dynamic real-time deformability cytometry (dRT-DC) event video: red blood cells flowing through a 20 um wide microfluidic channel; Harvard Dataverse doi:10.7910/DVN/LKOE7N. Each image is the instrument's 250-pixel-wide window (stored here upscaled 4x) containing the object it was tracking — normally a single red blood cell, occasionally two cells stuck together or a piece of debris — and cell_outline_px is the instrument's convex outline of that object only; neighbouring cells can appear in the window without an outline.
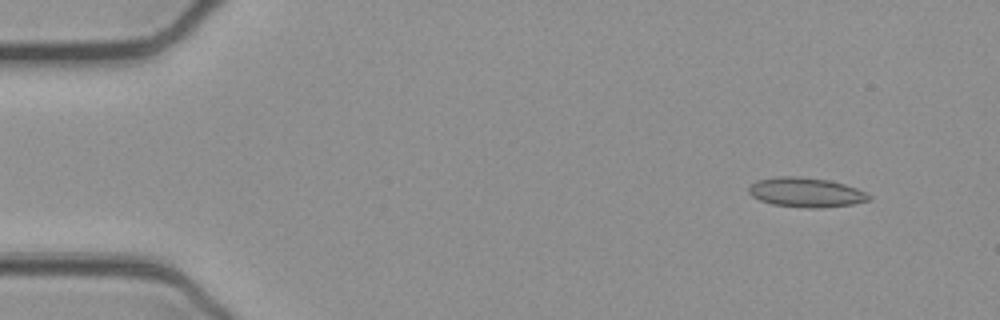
{"species": "common noctule bat (a hibernating species)", "species_latin": "Nyctalus noctula", "temperature_condition": "cold", "stored_images_in_passage": 48, "camera_frame_rate_fps": 3000, "um_per_image_px": 0.085, "animal": {"sex": "female", "body_mass_g": 21.9}, "frame": {"image": 1, "passage_image": 1, "time_ms": 0.0, "image_size_px": [1000, 320], "cell_outline_px": [[872, 196], [868, 200], [852, 204], [824, 208], [804, 208], [772, 204], [760, 200], [752, 196], [748, 192], [748, 188], [756, 180], [776, 176], [796, 176], [828, 180], [844, 184], [868, 192]], "centroid_in_image_um": [68.5, 16.35], "position_along_channel_um": 16.5, "area_um2": 20.81}}
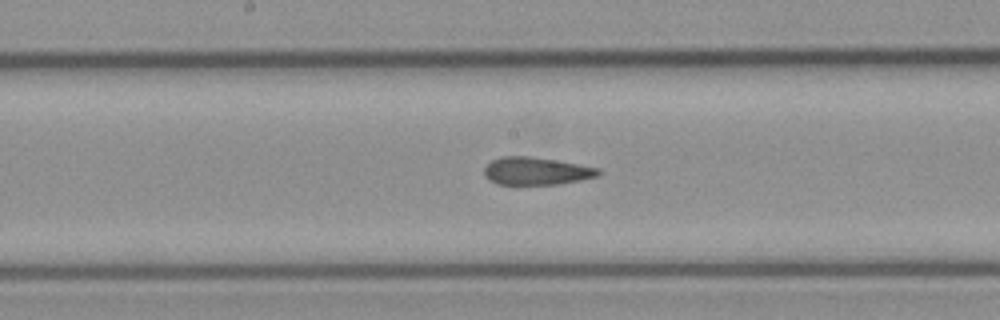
{"frame": {"image": 2, "passage_image": 23, "time_ms": 7.333, "image_size_px": [1000, 320], "cell_outline_px": [[600, 176], [560, 184], [496, 184], [488, 180], [484, 176], [484, 168], [492, 160], [500, 156], [528, 156], [556, 160], [600, 168]], "centroid_in_image_um": [45.57, 14.54], "position_along_channel_um": 202.6, "area_um2": 18.5}}
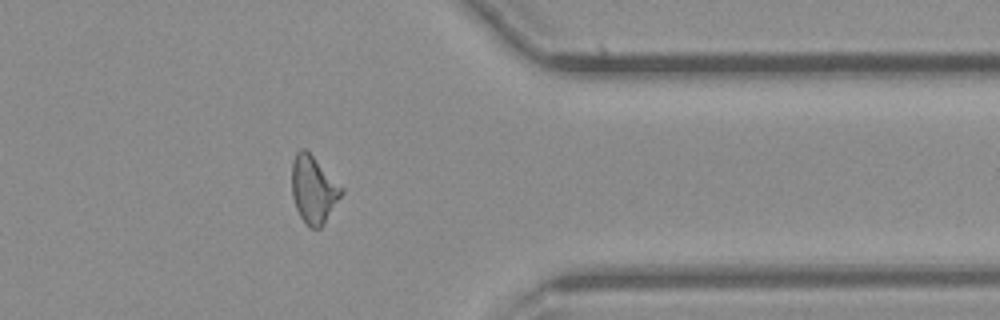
{"frame": {"image": 3, "passage_image": 38, "time_ms": 12.333, "image_size_px": [1000, 320], "cell_outline_px": [[344, 192], [324, 224], [320, 228], [308, 228], [300, 216], [296, 208], [292, 196], [292, 160], [296, 152], [300, 148], [304, 148], [344, 188]], "centroid_in_image_um": [26.65, 16.13], "position_along_channel_um": 384.8, "area_um2": 19.48}, "authors_computed_cell_mechanics": {"area_um2": 19.3052, "velocity_mm_per_s": 3.9206, "shape_relaxation_time_tau1_ms": null, "shape_relaxation_time_tau2_ms": 2.682, "deformation_change_tau1": null, "deformation_change_tau2": 0.0862}}